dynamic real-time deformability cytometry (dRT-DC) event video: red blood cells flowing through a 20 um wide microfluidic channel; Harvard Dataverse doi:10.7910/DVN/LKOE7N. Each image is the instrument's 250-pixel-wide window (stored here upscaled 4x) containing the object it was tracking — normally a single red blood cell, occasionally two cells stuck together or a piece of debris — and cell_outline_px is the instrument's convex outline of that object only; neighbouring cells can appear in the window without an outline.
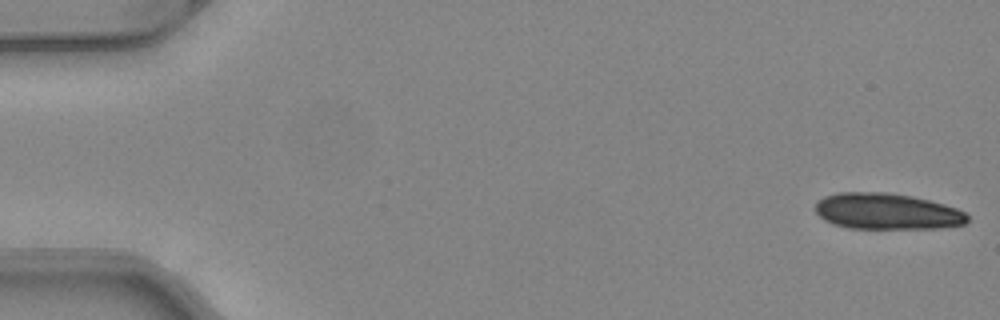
{"species": "common noctule bat (a hibernating species)", "species_latin": "Nyctalus noctula", "temperature_condition": "warm", "stored_images_in_passage": 20, "camera_frame_rate_fps": 3000, "um_per_image_px": 0.085, "animal": {"sex": "female", "body_mass_g": 24.6, "forearm_length_mm": 56.2}, "frame": {"image": 1, "passage_image": 1, "time_ms": 0.0, "image_size_px": [1000, 320], "cell_outline_px": [[968, 220], [964, 224], [944, 228], [848, 228], [832, 224], [824, 220], [816, 212], [816, 200], [824, 196], [840, 192], [888, 192], [912, 196], [944, 204], [956, 208], [964, 212], [968, 216]], "centroid_in_image_um": [75.37, 17.96], "position_along_channel_um": 9.6, "area_um2": 32.14}}